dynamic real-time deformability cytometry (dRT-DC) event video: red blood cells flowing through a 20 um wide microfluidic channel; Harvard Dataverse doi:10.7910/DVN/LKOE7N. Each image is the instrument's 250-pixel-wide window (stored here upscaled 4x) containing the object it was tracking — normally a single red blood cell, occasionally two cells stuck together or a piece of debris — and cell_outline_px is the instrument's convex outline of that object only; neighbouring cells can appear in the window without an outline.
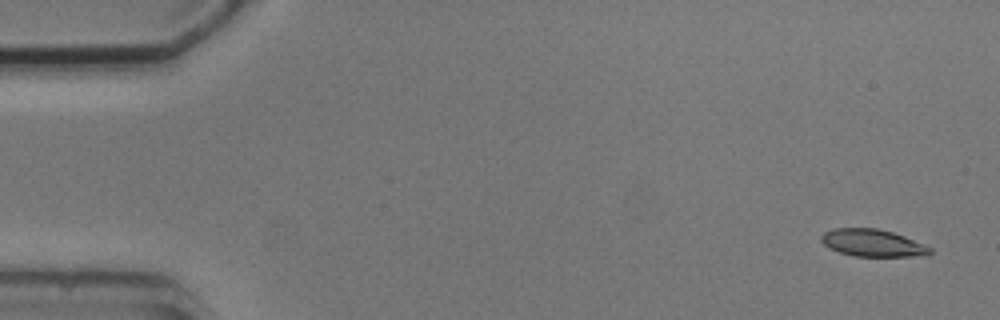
{"species": "common noctule bat (a hibernating species)", "species_latin": "Nyctalus noctula", "temperature_condition": "cold", "stored_images_in_passage": 4, "camera_frame_rate_fps": 3000, "um_per_image_px": 0.085, "animal": {"sex": "male", "body_mass_g": 20.5, "forearm_length_mm": 52.5}, "frame": {"image": 1, "passage_image": 1, "time_ms": 0.0, "image_size_px": [1000, 320], "cell_outline_px": [[932, 252], [912, 256], [856, 256], [840, 252], [828, 248], [820, 240], [820, 236], [824, 232], [832, 228], [876, 228], [892, 232], [904, 236], [932, 248]], "centroid_in_image_um": [74.1, 20.63], "position_along_channel_um": 10.9, "area_um2": 17.05}}
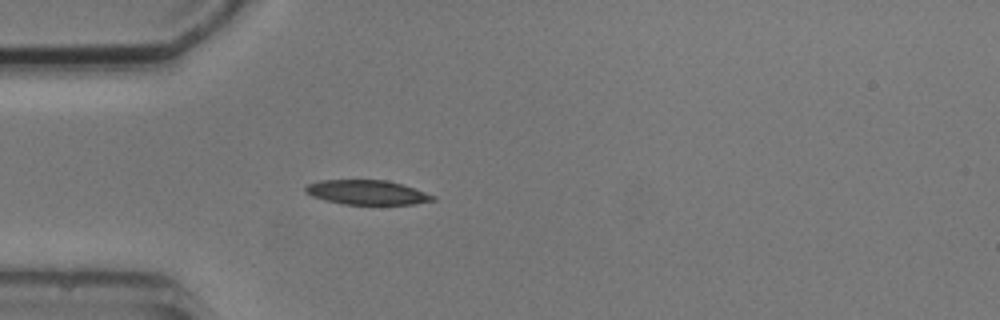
{"frame": {"image": 2, "passage_image": 4, "time_ms": 4.333, "image_size_px": [1000, 320], "cell_outline_px": [[436, 200], [416, 204], [344, 204], [324, 200], [312, 196], [304, 192], [304, 188], [308, 184], [320, 180], [384, 180], [400, 184], [436, 196]], "centroid_in_image_um": [31.16, 16.36], "position_along_channel_um": 53.8, "area_um2": 18.03}}